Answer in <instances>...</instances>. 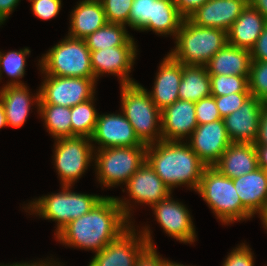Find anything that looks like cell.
<instances>
[{
    "label": "cell",
    "instance_id": "1",
    "mask_svg": "<svg viewBox=\"0 0 267 266\" xmlns=\"http://www.w3.org/2000/svg\"><path fill=\"white\" fill-rule=\"evenodd\" d=\"M123 200L103 197L88 213L74 219L57 234L60 243L101 251L130 226V207Z\"/></svg>",
    "mask_w": 267,
    "mask_h": 266
},
{
    "label": "cell",
    "instance_id": "2",
    "mask_svg": "<svg viewBox=\"0 0 267 266\" xmlns=\"http://www.w3.org/2000/svg\"><path fill=\"white\" fill-rule=\"evenodd\" d=\"M146 161L170 190L188 184L196 191L207 167L189 144L181 141L161 140L147 145Z\"/></svg>",
    "mask_w": 267,
    "mask_h": 266
},
{
    "label": "cell",
    "instance_id": "3",
    "mask_svg": "<svg viewBox=\"0 0 267 266\" xmlns=\"http://www.w3.org/2000/svg\"><path fill=\"white\" fill-rule=\"evenodd\" d=\"M176 47L169 54L183 65L205 66L227 42V32L200 27L184 18L176 35Z\"/></svg>",
    "mask_w": 267,
    "mask_h": 266
},
{
    "label": "cell",
    "instance_id": "4",
    "mask_svg": "<svg viewBox=\"0 0 267 266\" xmlns=\"http://www.w3.org/2000/svg\"><path fill=\"white\" fill-rule=\"evenodd\" d=\"M121 104L122 113L143 144L150 145L162 140L161 111L143 86L137 82L121 85Z\"/></svg>",
    "mask_w": 267,
    "mask_h": 266
},
{
    "label": "cell",
    "instance_id": "5",
    "mask_svg": "<svg viewBox=\"0 0 267 266\" xmlns=\"http://www.w3.org/2000/svg\"><path fill=\"white\" fill-rule=\"evenodd\" d=\"M196 191L224 224L253 216L242 205L233 180L221 174L214 167L204 169Z\"/></svg>",
    "mask_w": 267,
    "mask_h": 266
},
{
    "label": "cell",
    "instance_id": "6",
    "mask_svg": "<svg viewBox=\"0 0 267 266\" xmlns=\"http://www.w3.org/2000/svg\"><path fill=\"white\" fill-rule=\"evenodd\" d=\"M40 62L42 73L58 77L94 78L91 51L84 39L69 36L52 47Z\"/></svg>",
    "mask_w": 267,
    "mask_h": 266
},
{
    "label": "cell",
    "instance_id": "7",
    "mask_svg": "<svg viewBox=\"0 0 267 266\" xmlns=\"http://www.w3.org/2000/svg\"><path fill=\"white\" fill-rule=\"evenodd\" d=\"M62 188V192L42 196L29 203L27 207L40 217L57 221L55 234L74 219L88 213L103 198L98 195L71 192L70 186H62Z\"/></svg>",
    "mask_w": 267,
    "mask_h": 266
},
{
    "label": "cell",
    "instance_id": "8",
    "mask_svg": "<svg viewBox=\"0 0 267 266\" xmlns=\"http://www.w3.org/2000/svg\"><path fill=\"white\" fill-rule=\"evenodd\" d=\"M146 147H113L98 150L95 164L98 181L106 187L125 182L146 161Z\"/></svg>",
    "mask_w": 267,
    "mask_h": 266
},
{
    "label": "cell",
    "instance_id": "9",
    "mask_svg": "<svg viewBox=\"0 0 267 266\" xmlns=\"http://www.w3.org/2000/svg\"><path fill=\"white\" fill-rule=\"evenodd\" d=\"M54 163L63 186L73 185L87 170L93 157L91 138L73 136L56 139Z\"/></svg>",
    "mask_w": 267,
    "mask_h": 266
},
{
    "label": "cell",
    "instance_id": "10",
    "mask_svg": "<svg viewBox=\"0 0 267 266\" xmlns=\"http://www.w3.org/2000/svg\"><path fill=\"white\" fill-rule=\"evenodd\" d=\"M41 85L38 104L73 107L94 97L95 78L46 75Z\"/></svg>",
    "mask_w": 267,
    "mask_h": 266
},
{
    "label": "cell",
    "instance_id": "11",
    "mask_svg": "<svg viewBox=\"0 0 267 266\" xmlns=\"http://www.w3.org/2000/svg\"><path fill=\"white\" fill-rule=\"evenodd\" d=\"M136 236L130 226L118 238L97 252L88 266H135L139 255L148 247L154 246L148 227Z\"/></svg>",
    "mask_w": 267,
    "mask_h": 266
},
{
    "label": "cell",
    "instance_id": "12",
    "mask_svg": "<svg viewBox=\"0 0 267 266\" xmlns=\"http://www.w3.org/2000/svg\"><path fill=\"white\" fill-rule=\"evenodd\" d=\"M223 119L198 125L189 146L207 166L213 167L231 144Z\"/></svg>",
    "mask_w": 267,
    "mask_h": 266
},
{
    "label": "cell",
    "instance_id": "13",
    "mask_svg": "<svg viewBox=\"0 0 267 266\" xmlns=\"http://www.w3.org/2000/svg\"><path fill=\"white\" fill-rule=\"evenodd\" d=\"M91 141L100 145L98 150L113 147L147 146L135 134L124 114L98 115Z\"/></svg>",
    "mask_w": 267,
    "mask_h": 266
},
{
    "label": "cell",
    "instance_id": "14",
    "mask_svg": "<svg viewBox=\"0 0 267 266\" xmlns=\"http://www.w3.org/2000/svg\"><path fill=\"white\" fill-rule=\"evenodd\" d=\"M152 207L156 220L166 234L184 243L195 241V228L190 213L181 202H175L169 195Z\"/></svg>",
    "mask_w": 267,
    "mask_h": 266
},
{
    "label": "cell",
    "instance_id": "15",
    "mask_svg": "<svg viewBox=\"0 0 267 266\" xmlns=\"http://www.w3.org/2000/svg\"><path fill=\"white\" fill-rule=\"evenodd\" d=\"M136 51V46H118L91 51V66L95 80L99 75L110 73L121 77V85L136 83L128 75L137 55Z\"/></svg>",
    "mask_w": 267,
    "mask_h": 266
},
{
    "label": "cell",
    "instance_id": "16",
    "mask_svg": "<svg viewBox=\"0 0 267 266\" xmlns=\"http://www.w3.org/2000/svg\"><path fill=\"white\" fill-rule=\"evenodd\" d=\"M264 102L250 96L236 111L223 118L232 143H254Z\"/></svg>",
    "mask_w": 267,
    "mask_h": 266
},
{
    "label": "cell",
    "instance_id": "17",
    "mask_svg": "<svg viewBox=\"0 0 267 266\" xmlns=\"http://www.w3.org/2000/svg\"><path fill=\"white\" fill-rule=\"evenodd\" d=\"M197 126L194 102L179 99L161 111L162 140L181 141Z\"/></svg>",
    "mask_w": 267,
    "mask_h": 266
},
{
    "label": "cell",
    "instance_id": "18",
    "mask_svg": "<svg viewBox=\"0 0 267 266\" xmlns=\"http://www.w3.org/2000/svg\"><path fill=\"white\" fill-rule=\"evenodd\" d=\"M246 7L238 0H207L187 18L200 27L230 29Z\"/></svg>",
    "mask_w": 267,
    "mask_h": 266
},
{
    "label": "cell",
    "instance_id": "19",
    "mask_svg": "<svg viewBox=\"0 0 267 266\" xmlns=\"http://www.w3.org/2000/svg\"><path fill=\"white\" fill-rule=\"evenodd\" d=\"M130 198L151 207L171 195V191L147 161L126 183Z\"/></svg>",
    "mask_w": 267,
    "mask_h": 266
},
{
    "label": "cell",
    "instance_id": "20",
    "mask_svg": "<svg viewBox=\"0 0 267 266\" xmlns=\"http://www.w3.org/2000/svg\"><path fill=\"white\" fill-rule=\"evenodd\" d=\"M242 205L261 219L267 214V171L258 167L250 173L232 179Z\"/></svg>",
    "mask_w": 267,
    "mask_h": 266
},
{
    "label": "cell",
    "instance_id": "21",
    "mask_svg": "<svg viewBox=\"0 0 267 266\" xmlns=\"http://www.w3.org/2000/svg\"><path fill=\"white\" fill-rule=\"evenodd\" d=\"M182 78V63L170 54L160 64L153 91L148 92L154 104L162 111L179 100V84Z\"/></svg>",
    "mask_w": 267,
    "mask_h": 266
},
{
    "label": "cell",
    "instance_id": "22",
    "mask_svg": "<svg viewBox=\"0 0 267 266\" xmlns=\"http://www.w3.org/2000/svg\"><path fill=\"white\" fill-rule=\"evenodd\" d=\"M267 19L253 6H246L227 31L229 45L251 50L261 35Z\"/></svg>",
    "mask_w": 267,
    "mask_h": 266
},
{
    "label": "cell",
    "instance_id": "23",
    "mask_svg": "<svg viewBox=\"0 0 267 266\" xmlns=\"http://www.w3.org/2000/svg\"><path fill=\"white\" fill-rule=\"evenodd\" d=\"M213 167L231 179L256 170L258 160L255 145L253 143H231Z\"/></svg>",
    "mask_w": 267,
    "mask_h": 266
},
{
    "label": "cell",
    "instance_id": "24",
    "mask_svg": "<svg viewBox=\"0 0 267 266\" xmlns=\"http://www.w3.org/2000/svg\"><path fill=\"white\" fill-rule=\"evenodd\" d=\"M250 51L229 45L220 49L205 65L209 75H237L249 77Z\"/></svg>",
    "mask_w": 267,
    "mask_h": 266
},
{
    "label": "cell",
    "instance_id": "25",
    "mask_svg": "<svg viewBox=\"0 0 267 266\" xmlns=\"http://www.w3.org/2000/svg\"><path fill=\"white\" fill-rule=\"evenodd\" d=\"M28 91L25 85H6L0 90V101L5 110L7 126H23L33 105L31 102L35 99L34 102L38 105L40 92L32 98Z\"/></svg>",
    "mask_w": 267,
    "mask_h": 266
},
{
    "label": "cell",
    "instance_id": "26",
    "mask_svg": "<svg viewBox=\"0 0 267 266\" xmlns=\"http://www.w3.org/2000/svg\"><path fill=\"white\" fill-rule=\"evenodd\" d=\"M70 20L68 36L75 39H85L107 23L100 0L80 1Z\"/></svg>",
    "mask_w": 267,
    "mask_h": 266
},
{
    "label": "cell",
    "instance_id": "27",
    "mask_svg": "<svg viewBox=\"0 0 267 266\" xmlns=\"http://www.w3.org/2000/svg\"><path fill=\"white\" fill-rule=\"evenodd\" d=\"M179 99L196 103L211 96L210 77L205 66L183 65Z\"/></svg>",
    "mask_w": 267,
    "mask_h": 266
},
{
    "label": "cell",
    "instance_id": "28",
    "mask_svg": "<svg viewBox=\"0 0 267 266\" xmlns=\"http://www.w3.org/2000/svg\"><path fill=\"white\" fill-rule=\"evenodd\" d=\"M184 18L173 0H155L154 21H149L140 31L153 30L157 34H171L176 38Z\"/></svg>",
    "mask_w": 267,
    "mask_h": 266
},
{
    "label": "cell",
    "instance_id": "29",
    "mask_svg": "<svg viewBox=\"0 0 267 266\" xmlns=\"http://www.w3.org/2000/svg\"><path fill=\"white\" fill-rule=\"evenodd\" d=\"M84 40L90 51L118 46H135L134 39L127 33L125 25L115 23H106Z\"/></svg>",
    "mask_w": 267,
    "mask_h": 266
},
{
    "label": "cell",
    "instance_id": "30",
    "mask_svg": "<svg viewBox=\"0 0 267 266\" xmlns=\"http://www.w3.org/2000/svg\"><path fill=\"white\" fill-rule=\"evenodd\" d=\"M38 111L52 137L56 139L72 137L71 108L38 104Z\"/></svg>",
    "mask_w": 267,
    "mask_h": 266
},
{
    "label": "cell",
    "instance_id": "31",
    "mask_svg": "<svg viewBox=\"0 0 267 266\" xmlns=\"http://www.w3.org/2000/svg\"><path fill=\"white\" fill-rule=\"evenodd\" d=\"M93 99L94 97L71 107L72 137H92L99 115L93 105Z\"/></svg>",
    "mask_w": 267,
    "mask_h": 266
},
{
    "label": "cell",
    "instance_id": "32",
    "mask_svg": "<svg viewBox=\"0 0 267 266\" xmlns=\"http://www.w3.org/2000/svg\"><path fill=\"white\" fill-rule=\"evenodd\" d=\"M29 53L30 49L28 48L20 51H10L7 54L0 52V78L3 69L8 76L14 79L6 85H24L19 79L25 74L26 55Z\"/></svg>",
    "mask_w": 267,
    "mask_h": 266
},
{
    "label": "cell",
    "instance_id": "33",
    "mask_svg": "<svg viewBox=\"0 0 267 266\" xmlns=\"http://www.w3.org/2000/svg\"><path fill=\"white\" fill-rule=\"evenodd\" d=\"M211 95L224 96L231 93L250 92L248 78L237 75H209Z\"/></svg>",
    "mask_w": 267,
    "mask_h": 266
},
{
    "label": "cell",
    "instance_id": "34",
    "mask_svg": "<svg viewBox=\"0 0 267 266\" xmlns=\"http://www.w3.org/2000/svg\"><path fill=\"white\" fill-rule=\"evenodd\" d=\"M248 83L251 96L267 102V61H251Z\"/></svg>",
    "mask_w": 267,
    "mask_h": 266
},
{
    "label": "cell",
    "instance_id": "35",
    "mask_svg": "<svg viewBox=\"0 0 267 266\" xmlns=\"http://www.w3.org/2000/svg\"><path fill=\"white\" fill-rule=\"evenodd\" d=\"M134 0H100L107 23L129 26V14Z\"/></svg>",
    "mask_w": 267,
    "mask_h": 266
},
{
    "label": "cell",
    "instance_id": "36",
    "mask_svg": "<svg viewBox=\"0 0 267 266\" xmlns=\"http://www.w3.org/2000/svg\"><path fill=\"white\" fill-rule=\"evenodd\" d=\"M155 0H134L129 14V26L141 30L149 21H154Z\"/></svg>",
    "mask_w": 267,
    "mask_h": 266
},
{
    "label": "cell",
    "instance_id": "37",
    "mask_svg": "<svg viewBox=\"0 0 267 266\" xmlns=\"http://www.w3.org/2000/svg\"><path fill=\"white\" fill-rule=\"evenodd\" d=\"M250 96V92H238L224 96H214V98L220 116L224 118L238 110Z\"/></svg>",
    "mask_w": 267,
    "mask_h": 266
},
{
    "label": "cell",
    "instance_id": "38",
    "mask_svg": "<svg viewBox=\"0 0 267 266\" xmlns=\"http://www.w3.org/2000/svg\"><path fill=\"white\" fill-rule=\"evenodd\" d=\"M195 115L198 125L223 119L212 95L202 98L195 103Z\"/></svg>",
    "mask_w": 267,
    "mask_h": 266
},
{
    "label": "cell",
    "instance_id": "39",
    "mask_svg": "<svg viewBox=\"0 0 267 266\" xmlns=\"http://www.w3.org/2000/svg\"><path fill=\"white\" fill-rule=\"evenodd\" d=\"M34 15L42 20H49L57 16L61 9V0H32Z\"/></svg>",
    "mask_w": 267,
    "mask_h": 266
},
{
    "label": "cell",
    "instance_id": "40",
    "mask_svg": "<svg viewBox=\"0 0 267 266\" xmlns=\"http://www.w3.org/2000/svg\"><path fill=\"white\" fill-rule=\"evenodd\" d=\"M222 266H254L251 249L243 243L229 253Z\"/></svg>",
    "mask_w": 267,
    "mask_h": 266
},
{
    "label": "cell",
    "instance_id": "41",
    "mask_svg": "<svg viewBox=\"0 0 267 266\" xmlns=\"http://www.w3.org/2000/svg\"><path fill=\"white\" fill-rule=\"evenodd\" d=\"M155 246H148L138 257L135 266H164L165 259L158 256Z\"/></svg>",
    "mask_w": 267,
    "mask_h": 266
},
{
    "label": "cell",
    "instance_id": "42",
    "mask_svg": "<svg viewBox=\"0 0 267 266\" xmlns=\"http://www.w3.org/2000/svg\"><path fill=\"white\" fill-rule=\"evenodd\" d=\"M251 61H267V24L250 50Z\"/></svg>",
    "mask_w": 267,
    "mask_h": 266
},
{
    "label": "cell",
    "instance_id": "43",
    "mask_svg": "<svg viewBox=\"0 0 267 266\" xmlns=\"http://www.w3.org/2000/svg\"><path fill=\"white\" fill-rule=\"evenodd\" d=\"M254 145L267 146V102H264L260 115L258 133Z\"/></svg>",
    "mask_w": 267,
    "mask_h": 266
},
{
    "label": "cell",
    "instance_id": "44",
    "mask_svg": "<svg viewBox=\"0 0 267 266\" xmlns=\"http://www.w3.org/2000/svg\"><path fill=\"white\" fill-rule=\"evenodd\" d=\"M179 12L187 18L207 0H173Z\"/></svg>",
    "mask_w": 267,
    "mask_h": 266
},
{
    "label": "cell",
    "instance_id": "45",
    "mask_svg": "<svg viewBox=\"0 0 267 266\" xmlns=\"http://www.w3.org/2000/svg\"><path fill=\"white\" fill-rule=\"evenodd\" d=\"M20 0H0V22L3 23Z\"/></svg>",
    "mask_w": 267,
    "mask_h": 266
},
{
    "label": "cell",
    "instance_id": "46",
    "mask_svg": "<svg viewBox=\"0 0 267 266\" xmlns=\"http://www.w3.org/2000/svg\"><path fill=\"white\" fill-rule=\"evenodd\" d=\"M258 167L267 171V146L265 145H255Z\"/></svg>",
    "mask_w": 267,
    "mask_h": 266
},
{
    "label": "cell",
    "instance_id": "47",
    "mask_svg": "<svg viewBox=\"0 0 267 266\" xmlns=\"http://www.w3.org/2000/svg\"><path fill=\"white\" fill-rule=\"evenodd\" d=\"M252 6L267 19V0H255Z\"/></svg>",
    "mask_w": 267,
    "mask_h": 266
},
{
    "label": "cell",
    "instance_id": "48",
    "mask_svg": "<svg viewBox=\"0 0 267 266\" xmlns=\"http://www.w3.org/2000/svg\"><path fill=\"white\" fill-rule=\"evenodd\" d=\"M53 263H50V262H42L41 261V263L39 262V263H31V264H28V263H13L12 265L10 264L9 266H55V264L54 265H52ZM60 264H58V266H59ZM62 266V265H61Z\"/></svg>",
    "mask_w": 267,
    "mask_h": 266
},
{
    "label": "cell",
    "instance_id": "49",
    "mask_svg": "<svg viewBox=\"0 0 267 266\" xmlns=\"http://www.w3.org/2000/svg\"><path fill=\"white\" fill-rule=\"evenodd\" d=\"M7 126L5 110L3 104L0 101V128Z\"/></svg>",
    "mask_w": 267,
    "mask_h": 266
},
{
    "label": "cell",
    "instance_id": "50",
    "mask_svg": "<svg viewBox=\"0 0 267 266\" xmlns=\"http://www.w3.org/2000/svg\"><path fill=\"white\" fill-rule=\"evenodd\" d=\"M164 266H184L183 264H178V263H173L170 261H165V265ZM186 266V265H185Z\"/></svg>",
    "mask_w": 267,
    "mask_h": 266
},
{
    "label": "cell",
    "instance_id": "51",
    "mask_svg": "<svg viewBox=\"0 0 267 266\" xmlns=\"http://www.w3.org/2000/svg\"><path fill=\"white\" fill-rule=\"evenodd\" d=\"M238 1H241L246 6H252L255 0H238Z\"/></svg>",
    "mask_w": 267,
    "mask_h": 266
},
{
    "label": "cell",
    "instance_id": "52",
    "mask_svg": "<svg viewBox=\"0 0 267 266\" xmlns=\"http://www.w3.org/2000/svg\"><path fill=\"white\" fill-rule=\"evenodd\" d=\"M262 222H263V224H264L265 229H267V214H266V216L262 219Z\"/></svg>",
    "mask_w": 267,
    "mask_h": 266
}]
</instances>
